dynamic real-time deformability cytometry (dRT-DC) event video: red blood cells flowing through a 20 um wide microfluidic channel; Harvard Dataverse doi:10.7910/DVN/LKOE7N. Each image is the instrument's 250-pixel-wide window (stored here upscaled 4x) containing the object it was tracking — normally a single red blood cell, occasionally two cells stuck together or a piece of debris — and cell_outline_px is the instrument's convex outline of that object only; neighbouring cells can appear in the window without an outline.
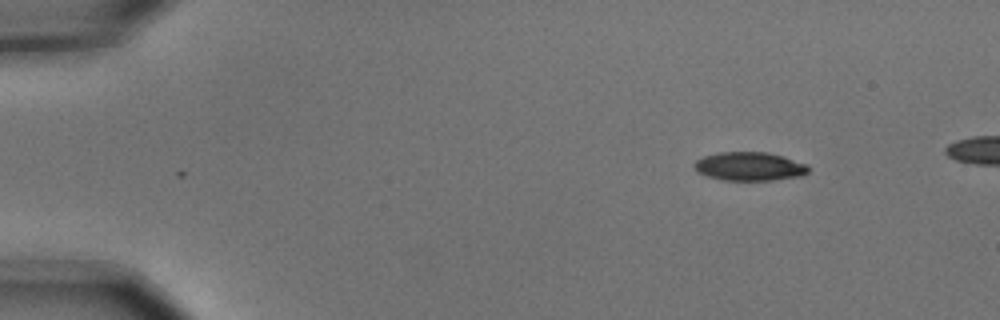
{"species": "common noctule bat (a hibernating species)", "species_latin": "Nyctalus noctula", "temperature_condition": "cold", "stored_images_in_passage": 5, "camera_frame_rate_fps": 3000, "um_per_image_px": 0.085, "animal": {"sex": "male", "body_mass_g": 15.6}, "frame": {"image": 1, "passage_image": 1, "time_ms": 0.0, "image_size_px": [1000, 320], "cell_outline_px": [[808, 172], [804, 176], [772, 180], [724, 180], [708, 176], [696, 172], [692, 164], [696, 160], [704, 156], [720, 152], [768, 152], [784, 156], [808, 164]], "centroid_in_image_um": [63.72, 14.14], "position_along_channel_um": 21.3, "area_um2": 19.25}}